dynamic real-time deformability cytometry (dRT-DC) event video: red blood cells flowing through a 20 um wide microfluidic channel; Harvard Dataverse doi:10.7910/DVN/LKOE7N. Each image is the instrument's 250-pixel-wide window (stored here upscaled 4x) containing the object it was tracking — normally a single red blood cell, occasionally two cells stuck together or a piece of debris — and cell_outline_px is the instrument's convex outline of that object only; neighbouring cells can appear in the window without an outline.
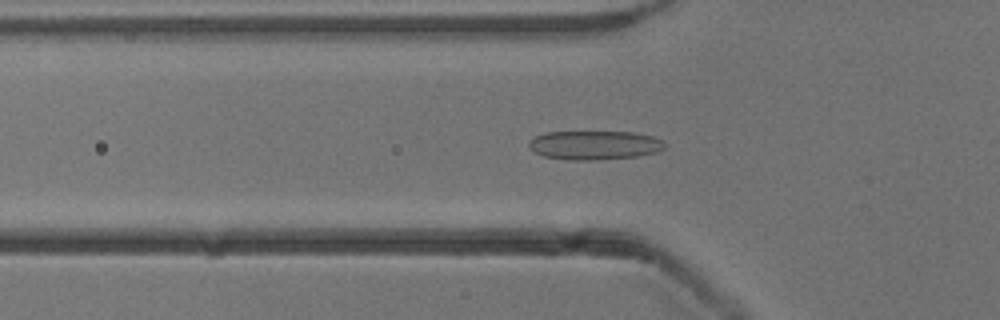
{"species": "common noctule bat (a hibernating species)", "species_latin": "Nyctalus noctula", "temperature_condition": "cold", "stored_images_in_passage": 53, "camera_frame_rate_fps": 3000, "um_per_image_px": 0.085, "animal": {"sex": "male", "body_mass_g": 13.3}, "frame": {"image": 1, "passage_image": 18, "time_ms": 5.667, "image_size_px": [1000, 320], "cell_outline_px": [[668, 144], [660, 152], [636, 156], [592, 160], [572, 160], [544, 156], [528, 148], [528, 144], [536, 136], [544, 132], [632, 132], [652, 136]], "centroid_in_image_um": [50.56, 12.33], "position_along_channel_um": 75.2, "area_um2": 22.83}}
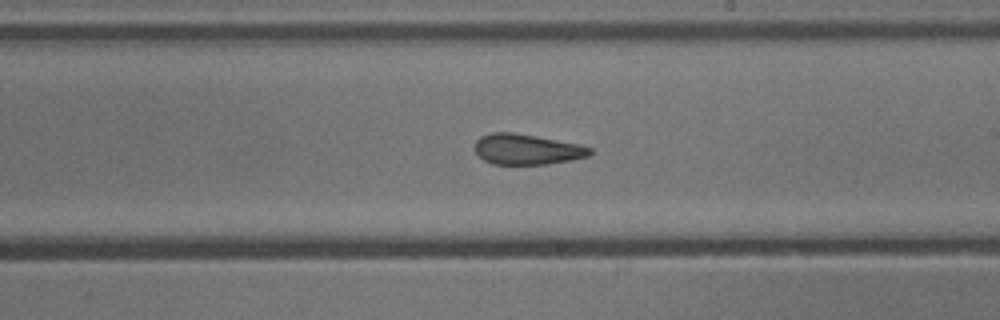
{"frame": {"image": 2, "passage_image": 31, "time_ms": 10.0, "image_size_px": [1000, 320], "cell_outline_px": [[592, 152], [588, 156], [548, 164], [492, 164], [484, 160], [476, 152], [476, 140], [480, 136], [492, 132], [512, 132], [536, 136], [580, 144], [592, 148]], "centroid_in_image_um": [44.78, 12.68], "position_along_channel_um": 244.2, "area_um2": 20.35}}
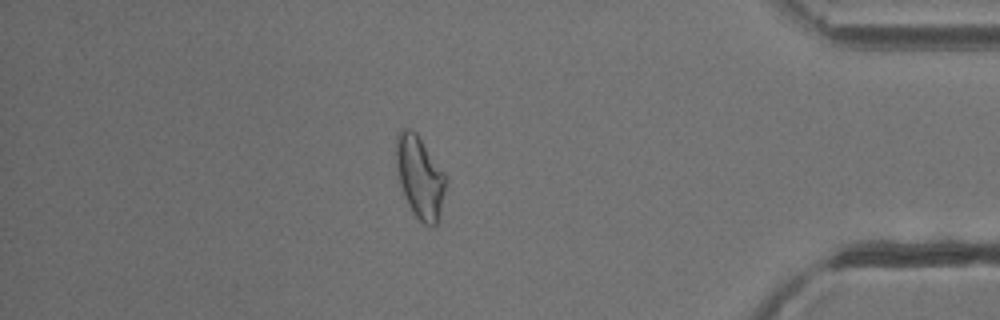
{"frame": {"image": 3, "passage_image": 46, "time_ms": 15.0, "image_size_px": [1000, 320], "cell_outline_px": [[444, 192], [440, 212], [436, 224], [432, 228], [424, 224], [412, 212], [400, 188], [396, 168], [396, 136], [400, 128], [408, 128], [416, 132], [444, 172]], "centroid_in_image_um": [35.64, 15.04], "position_along_channel_um": 399.6, "area_um2": 23.64}, "authors_computed_cell_mechanics": {"area_um2": 23.12, "velocity_mm_per_s": 3.876, "shape_relaxation_time_tau1_ms": null, "shape_relaxation_time_tau2_ms": 2.4509, "deformation_change_tau1": null, "deformation_change_tau2": 0.1033}}